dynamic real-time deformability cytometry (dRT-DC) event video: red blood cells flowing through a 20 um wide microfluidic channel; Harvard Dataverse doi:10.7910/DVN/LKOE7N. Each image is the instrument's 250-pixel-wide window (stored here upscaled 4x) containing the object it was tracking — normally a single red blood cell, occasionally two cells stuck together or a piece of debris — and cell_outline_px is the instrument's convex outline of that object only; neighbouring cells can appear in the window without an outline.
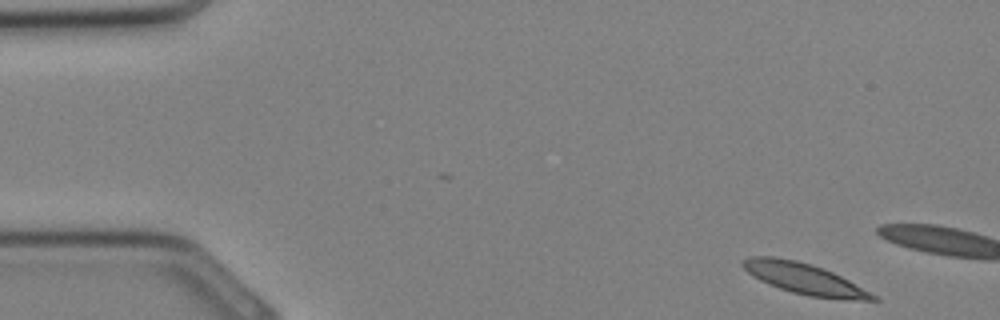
{"species": "Egyptian fruit bat (a non-hibernating species)", "species_latin": "Rousettus aegyptiacus", "temperature_condition": "cold", "stored_images_in_passage": 7, "camera_frame_rate_fps": 3000, "um_per_image_px": 0.085, "animal": {"sex": "female"}, "frame": {"image": 1, "passage_image": 1, "time_ms": 0.0, "image_size_px": [1000, 320], "cell_outline_px": [[880, 300], [860, 300], [808, 296], [792, 292], [780, 288], [760, 280], [748, 272], [740, 264], [744, 260], [752, 256], [772, 256], [796, 260], [812, 264], [824, 268], [848, 280], [876, 296]], "centroid_in_image_um": [68.34, 23.67], "position_along_channel_um": 16.7, "area_um2": 22.95}}